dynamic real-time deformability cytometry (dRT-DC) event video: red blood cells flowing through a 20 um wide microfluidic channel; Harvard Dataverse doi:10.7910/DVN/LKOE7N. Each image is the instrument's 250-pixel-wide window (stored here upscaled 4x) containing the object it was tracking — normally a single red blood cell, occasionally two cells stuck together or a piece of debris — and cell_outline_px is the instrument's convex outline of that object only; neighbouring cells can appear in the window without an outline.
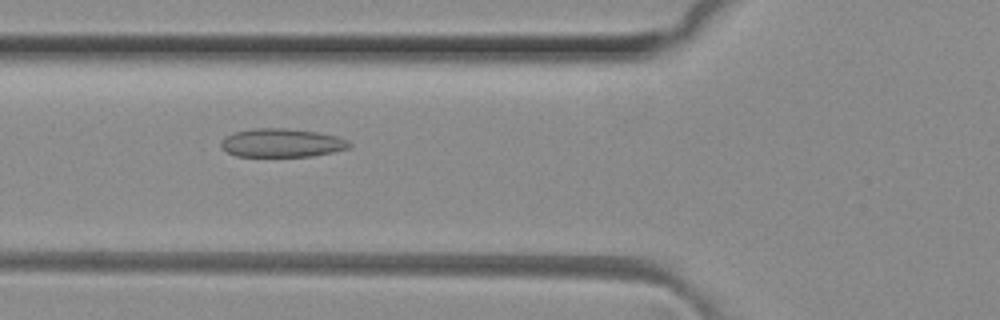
{"species": "common noctule bat (a hibernating species)", "species_latin": "Nyctalus noctula", "temperature_condition": "room temperature", "stored_images_in_passage": 49, "camera_frame_rate_fps": 3000, "um_per_image_px": 0.085, "animal": {"sex": "female", "body_mass_g": 29.2, "forearm_length_mm": 56.3}, "frame": {"image": 1, "passage_image": 18, "time_ms": 5.667, "image_size_px": [1000, 320], "cell_outline_px": [[352, 144], [348, 148], [332, 152], [312, 156], [236, 156], [228, 152], [220, 144], [220, 140], [224, 136], [232, 132], [252, 128], [284, 128], [316, 132], [336, 136], [348, 140]], "centroid_in_image_um": [23.91, 12.13], "position_along_channel_um": 101.9, "area_um2": 21.33}}
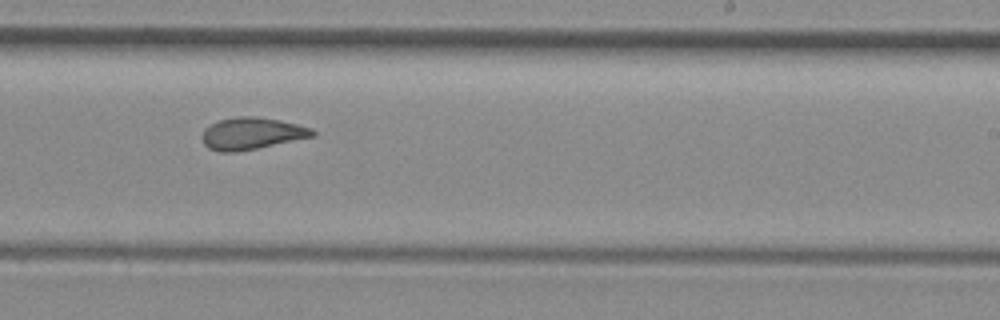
{"frame": {"image": 2, "passage_image": 30, "time_ms": 9.667, "image_size_px": [1000, 320], "cell_outline_px": [[316, 136], [236, 152], [220, 152], [208, 148], [204, 144], [204, 128], [220, 120], [240, 116], [256, 116], [280, 120], [312, 128], [316, 132]], "centroid_in_image_um": [21.43, 11.34], "position_along_channel_um": 267.6, "area_um2": 20.35}}
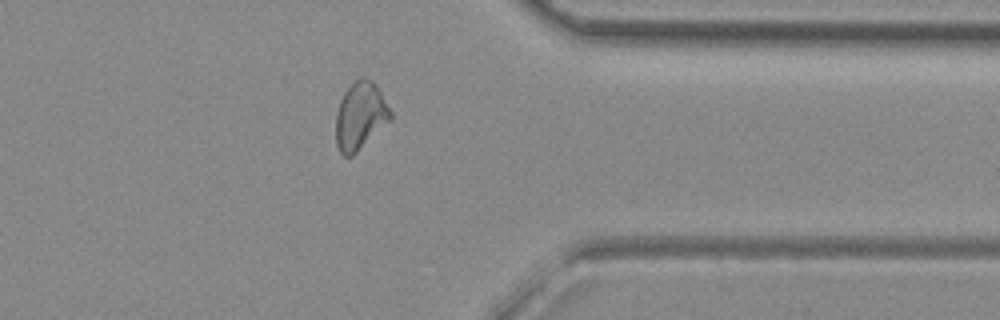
{"frame": {"image": 3, "passage_image": 39, "time_ms": 12.667, "image_size_px": [1000, 320], "cell_outline_px": [[392, 120], [352, 156], [344, 156], [340, 152], [336, 144], [336, 112], [340, 100], [344, 92], [360, 76], [364, 76], [372, 80], [376, 84], [392, 112]], "centroid_in_image_um": [30.64, 9.84], "position_along_channel_um": 380.8, "area_um2": 21.68}, "authors_computed_cell_mechanics": {"area_um2": 21.675, "velocity_mm_per_s": 4.1461, "shape_relaxation_time_tau1_ms": null, "shape_relaxation_time_tau2_ms": 1.9578, "deformation_change_tau1": null, "deformation_change_tau2": 0.0774}}